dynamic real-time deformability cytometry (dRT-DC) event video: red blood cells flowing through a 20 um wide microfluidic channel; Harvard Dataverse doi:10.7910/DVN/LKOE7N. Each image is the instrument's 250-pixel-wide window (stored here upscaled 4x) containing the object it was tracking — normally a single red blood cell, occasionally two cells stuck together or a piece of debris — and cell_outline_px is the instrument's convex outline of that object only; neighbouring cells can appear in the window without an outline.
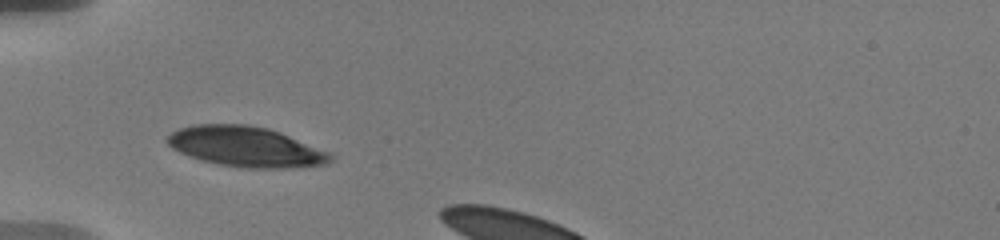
{"species": "human", "species_latin": "Homo sapiens", "temperature_condition": "warm", "stored_images_in_passage": 9, "camera_frame_rate_fps": 3000, "um_per_image_px": 0.085, "donor": {"sex": "male"}, "frame": {"image": 1, "passage_image": 1, "time_ms": 0.0, "image_size_px": [1000, 240], "cell_outline_px": [[336, 156], [332, 160], [324, 164], [284, 168], [244, 168], [220, 164], [204, 160], [180, 152], [172, 148], [164, 140], [172, 132], [180, 128], [196, 124], [248, 124], [268, 128], [280, 132], [328, 152]], "centroid_in_image_um": [20.88, 12.46], "position_along_channel_um": 64.1, "area_um2": 37.86}}